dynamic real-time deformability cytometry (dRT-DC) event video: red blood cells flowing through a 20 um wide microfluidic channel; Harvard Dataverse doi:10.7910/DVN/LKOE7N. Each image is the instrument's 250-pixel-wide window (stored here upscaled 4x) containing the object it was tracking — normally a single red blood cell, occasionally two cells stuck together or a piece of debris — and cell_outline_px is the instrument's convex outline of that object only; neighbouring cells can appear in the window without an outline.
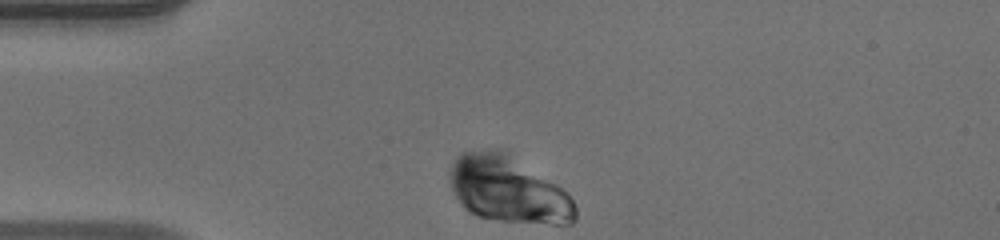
{"species": "human", "species_latin": "Homo sapiens", "temperature_condition": "warm", "stored_images_in_passage": 32, "camera_frame_rate_fps": 3000, "um_per_image_px": 0.085, "donor": {"sex": "male"}, "frame": {"image": 1, "passage_image": 1, "time_ms": 0.0, "image_size_px": [1000, 240], "cell_outline_px": [[576, 220], [572, 224], [552, 224], [504, 220], [476, 216], [464, 208], [456, 196], [452, 188], [452, 164], [460, 152], [496, 148], [556, 184], [572, 200], [576, 208]], "centroid_in_image_um": [43.2, 16.13], "position_along_channel_um": 41.8, "area_um2": 47.28}}
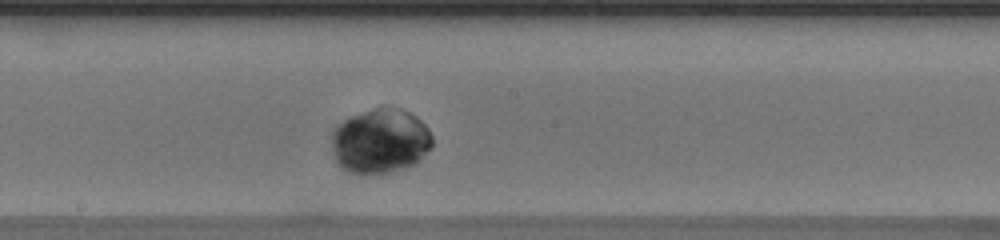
{"frame": {"image": 2, "passage_image": 18, "time_ms": 5.667, "image_size_px": [1000, 240], "cell_outline_px": [[432, 144], [412, 164], [404, 168], [388, 172], [364, 176], [360, 176], [348, 172], [340, 168], [336, 160], [332, 144], [332, 132], [344, 120], [352, 116], [376, 108], [400, 108], [416, 116], [428, 128], [432, 136]], "centroid_in_image_um": [32.29, 12.02], "position_along_channel_um": 215.9, "area_um2": 37.57}}
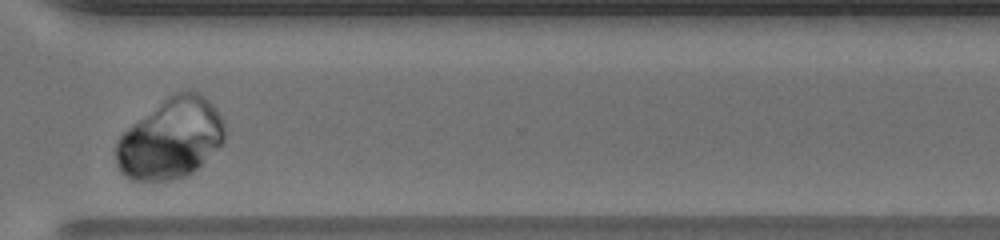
{"frame": {"image": 3, "passage_image": 30, "time_ms": 9.667, "image_size_px": [1000, 240], "cell_outline_px": [[224, 140], [192, 172], [184, 176], [172, 180], [132, 180], [120, 172], [116, 164], [116, 144], [120, 136], [124, 132], [172, 96], [180, 92], [196, 92], [208, 100], [216, 108], [224, 120]], "centroid_in_image_um": [14.52, 11.83], "position_along_channel_um": 356.1, "area_um2": 49.25}, "authors_computed_cell_mechanics": {"area_um2": 41.7605, "velocity_mm_per_s": 3.5243, "shape_relaxation_time_tau1_ms": 2.518, "shape_relaxation_time_tau2_ms": 2.1892, "deformation_change_tau1": 0.1209, "deformation_change_tau2": null}}